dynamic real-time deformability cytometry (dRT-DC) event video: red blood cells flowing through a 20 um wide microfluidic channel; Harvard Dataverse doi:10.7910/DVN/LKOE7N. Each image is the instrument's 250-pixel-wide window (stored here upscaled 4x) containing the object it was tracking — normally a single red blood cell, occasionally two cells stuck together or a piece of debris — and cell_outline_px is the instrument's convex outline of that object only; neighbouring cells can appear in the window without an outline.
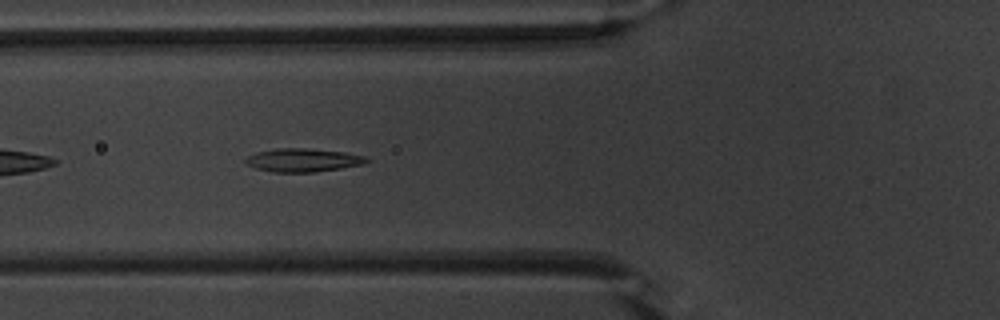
{"species": "common noctule bat (a hibernating species)", "species_latin": "Nyctalus noctula", "temperature_condition": "warm", "stored_images_in_passage": 35, "camera_frame_rate_fps": 3000, "um_per_image_px": 0.085, "animal": {"sex": "male", "body_mass_g": 20.1, "forearm_length_mm": 53.5}, "frame": {"image": 1, "passage_image": 5, "time_ms": 1.333, "image_size_px": [1000, 320], "cell_outline_px": [[372, 160], [364, 164], [340, 168], [312, 172], [272, 172], [256, 168], [244, 164], [244, 160], [248, 156], [256, 152], [276, 148], [308, 148], [344, 152], [368, 156]], "centroid_in_image_um": [25.77, 13.6], "position_along_channel_um": 100.0, "area_um2": 16.65}}
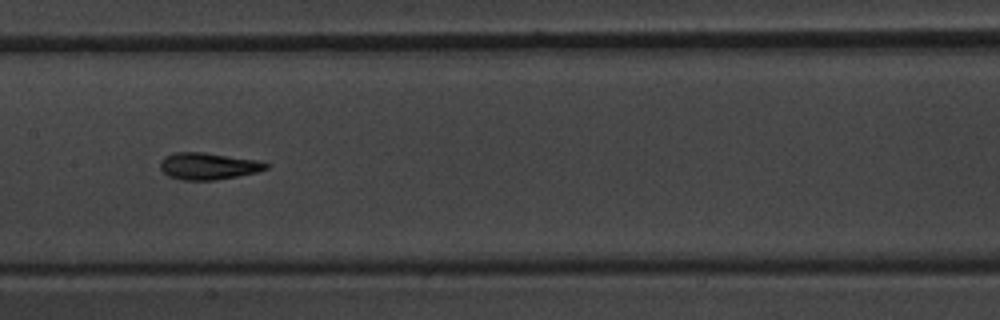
{"frame": {"image": 2, "passage_image": 12, "time_ms": 3.667, "image_size_px": [1000, 320], "cell_outline_px": [[272, 164], [268, 168], [256, 172], [216, 180], [180, 180], [168, 176], [160, 168], [160, 160], [164, 156], [172, 152], [204, 152], [264, 160]], "centroid_in_image_um": [17.74, 14.1], "position_along_channel_um": 189.7, "area_um2": 16.99}}
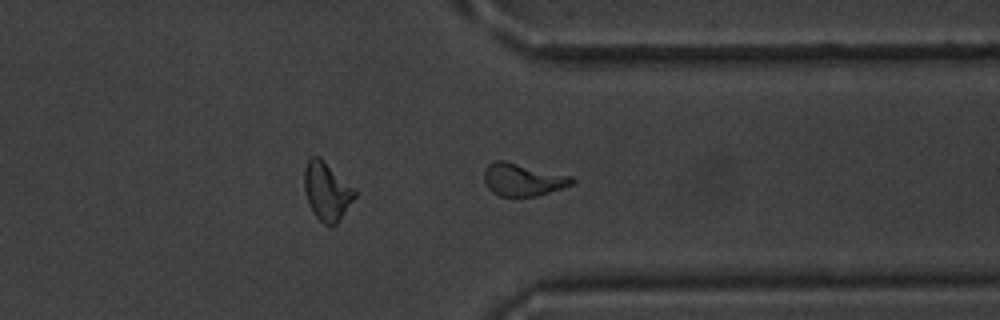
{"frame": {"image": 3, "passage_image": 26, "time_ms": 8.333, "image_size_px": [1000, 320], "cell_outline_px": [[576, 184], [536, 196], [500, 196], [492, 192], [488, 188], [484, 180], [484, 172], [488, 164], [496, 160], [504, 160], [572, 176], [576, 180]], "centroid_in_image_um": [44.47, 15.27], "position_along_channel_um": 366.9, "area_um2": 16.76}, "authors_computed_cell_mechanics": {"area_um2": 16.3574, "velocity_mm_per_s": 3.8087, "shape_relaxation_time_tau1_ms": 5.2053, "shape_relaxation_time_tau2_ms": 1.6879, "deformation_change_tau1": 0.1968, "deformation_change_tau2": 0.0873}}